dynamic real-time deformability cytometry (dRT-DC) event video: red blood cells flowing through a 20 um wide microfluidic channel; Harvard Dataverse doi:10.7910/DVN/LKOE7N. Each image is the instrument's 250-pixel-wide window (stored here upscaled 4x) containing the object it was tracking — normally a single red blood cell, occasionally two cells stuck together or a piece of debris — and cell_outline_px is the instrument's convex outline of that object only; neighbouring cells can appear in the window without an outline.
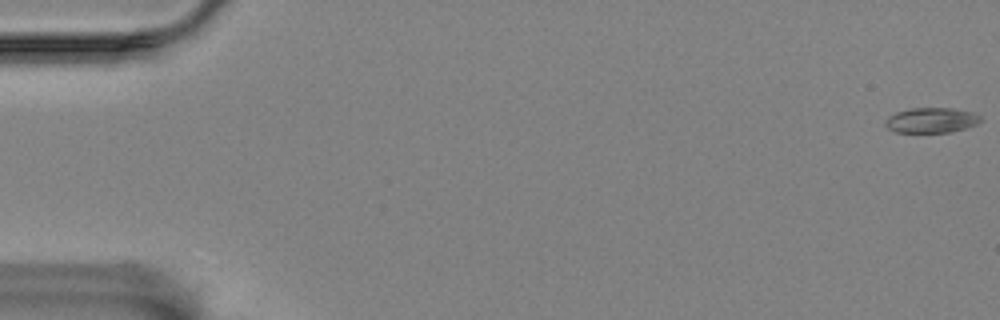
{"species": "Egyptian fruit bat (a non-hibernating species)", "species_latin": "Rousettus aegyptiacus", "temperature_condition": "room temperature", "stored_images_in_passage": 2, "camera_frame_rate_fps": 3000, "um_per_image_px": 0.085, "animal": {"sex": "female"}, "frame": {"image": 1, "passage_image": 1, "time_ms": 0.0, "image_size_px": [1000, 320], "cell_outline_px": [[984, 120], [976, 124], [952, 132], [896, 132], [888, 128], [884, 124], [888, 116], [896, 112], [912, 108], [952, 108], [972, 112], [980, 116]], "centroid_in_image_um": [79.17, 10.22], "position_along_channel_um": 5.8, "area_um2": 13.93}}